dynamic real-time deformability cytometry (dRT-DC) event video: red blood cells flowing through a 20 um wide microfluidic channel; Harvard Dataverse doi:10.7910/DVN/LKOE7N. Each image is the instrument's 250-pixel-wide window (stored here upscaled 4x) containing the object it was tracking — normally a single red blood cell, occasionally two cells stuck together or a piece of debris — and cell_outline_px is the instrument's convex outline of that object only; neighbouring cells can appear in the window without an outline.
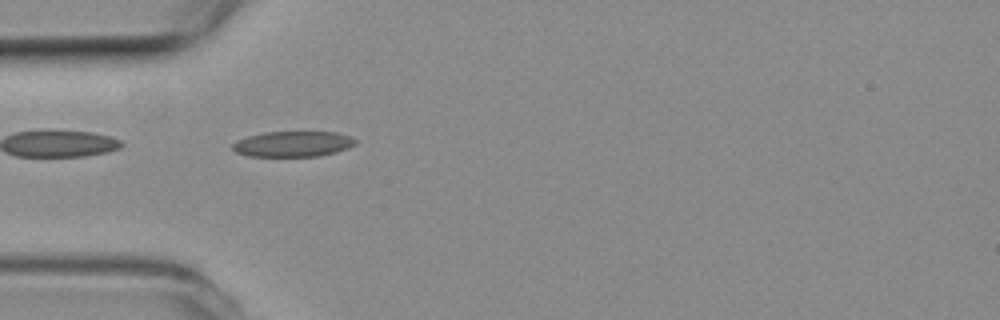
{"species": "common noctule bat (a hibernating species)", "species_latin": "Nyctalus noctula", "temperature_condition": "room temperature", "stored_images_in_passage": 5, "camera_frame_rate_fps": 3000, "um_per_image_px": 0.085, "animal": {"sex": "female", "body_mass_g": 19.3, "forearm_length_mm": 54.1}, "frame": {"image": 1, "passage_image": 1, "time_ms": 0.0, "image_size_px": [1000, 320], "cell_outline_px": [[356, 144], [348, 148], [336, 152], [320, 156], [248, 156], [236, 152], [232, 148], [232, 144], [236, 140], [248, 136], [264, 132], [336, 132], [348, 136], [356, 140]], "centroid_in_image_um": [24.89, 12.24], "position_along_channel_um": 60.1, "area_um2": 18.26}}
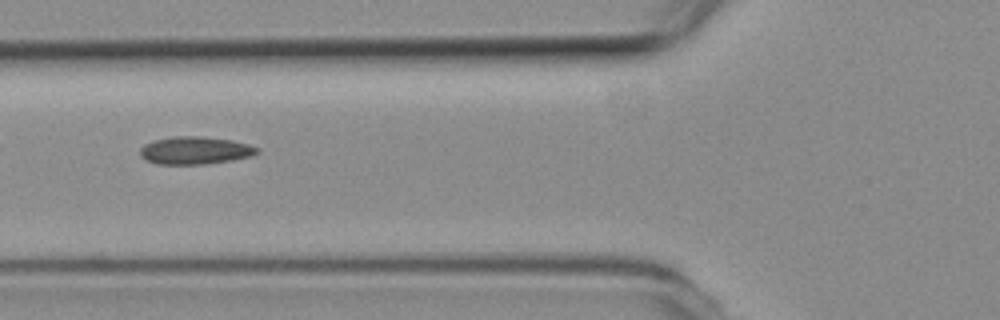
{"frame": {"image": 2, "passage_image": 5, "time_ms": 1.333, "image_size_px": [1000, 320], "cell_outline_px": [[260, 152], [252, 156], [232, 160], [204, 164], [156, 164], [144, 160], [140, 156], [140, 148], [144, 144], [156, 140], [176, 136], [200, 136], [232, 140], [248, 144], [260, 148]], "centroid_in_image_um": [16.59, 12.79], "position_along_channel_um": 109.2, "area_um2": 18.96}}